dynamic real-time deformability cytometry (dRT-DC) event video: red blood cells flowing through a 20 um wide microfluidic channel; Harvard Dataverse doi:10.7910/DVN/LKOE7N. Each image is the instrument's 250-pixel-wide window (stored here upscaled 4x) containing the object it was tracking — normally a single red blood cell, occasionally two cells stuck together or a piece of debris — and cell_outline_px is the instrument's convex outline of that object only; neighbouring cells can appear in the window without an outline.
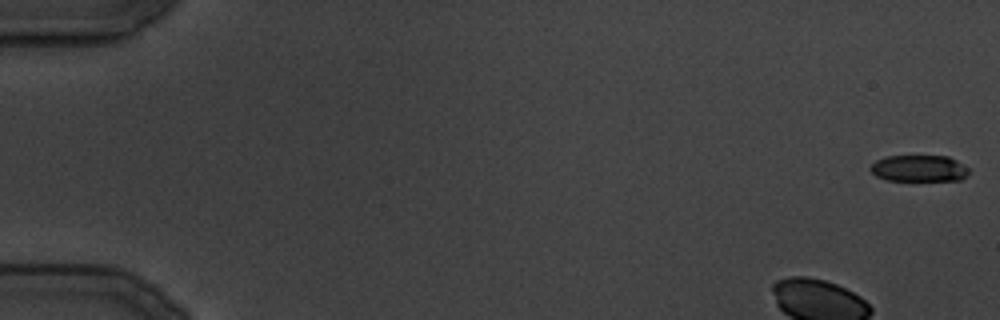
{"species": "common noctule bat (a hibernating species)", "species_latin": "Nyctalus noctula", "temperature_condition": "cold", "stored_images_in_passage": 23, "camera_frame_rate_fps": 3000, "um_per_image_px": 0.085, "animal": {"sex": "male", "body_mass_g": 19.5, "forearm_length_mm": 54.6}, "frame": {"image": 1, "passage_image": 1, "time_ms": 0.0, "image_size_px": [1000, 320], "cell_outline_px": [[968, 176], [960, 180], [888, 180], [876, 176], [868, 168], [876, 160], [888, 156], [948, 156], [956, 160], [968, 168]], "centroid_in_image_um": [78.12, 14.31], "position_along_channel_um": 6.9, "area_um2": 15.14}}
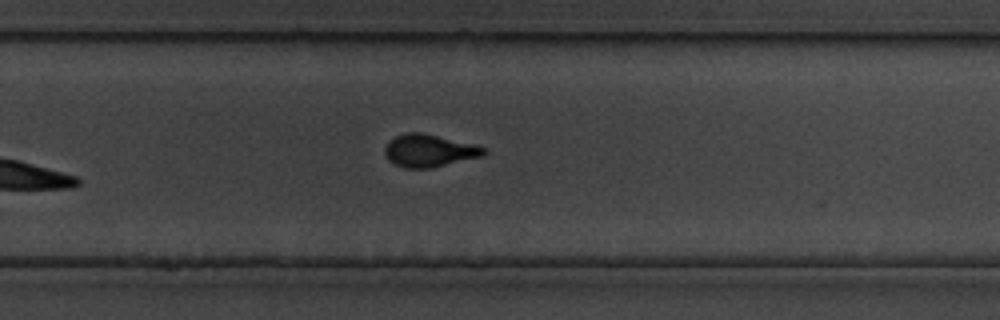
{"frame": {"image": 2, "passage_image": 23, "time_ms": 28.0, "image_size_px": [1000, 320], "cell_outline_px": [[488, 152], [484, 156], [432, 168], [404, 168], [392, 164], [388, 160], [384, 152], [384, 148], [396, 136], [404, 132], [420, 132], [472, 144], [484, 148]], "centroid_in_image_um": [36.46, 12.83], "position_along_channel_um": 293.3, "area_um2": 18.73}}